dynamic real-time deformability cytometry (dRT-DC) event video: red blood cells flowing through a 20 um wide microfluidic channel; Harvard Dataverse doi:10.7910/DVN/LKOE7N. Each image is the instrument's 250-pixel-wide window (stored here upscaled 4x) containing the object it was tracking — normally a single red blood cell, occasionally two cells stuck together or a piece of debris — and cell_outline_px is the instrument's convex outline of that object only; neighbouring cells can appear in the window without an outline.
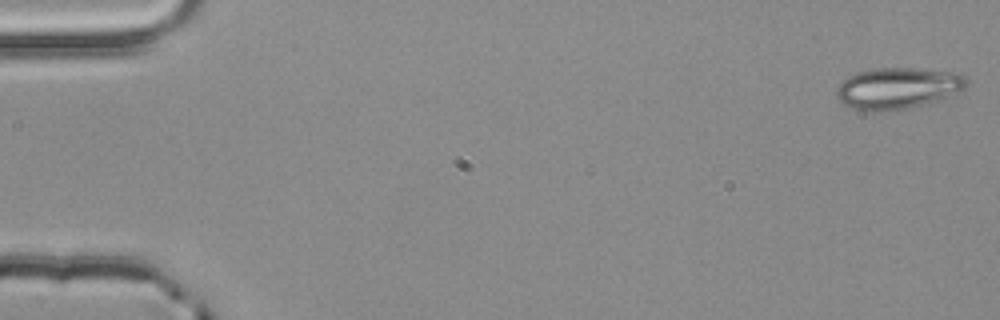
{"species": "common noctule bat (a hibernating species)", "species_latin": "Nyctalus noctula", "temperature_condition": "room temperature", "stored_images_in_passage": 3, "camera_frame_rate_fps": 3000, "um_per_image_px": 0.085, "animal": {"sex": "male", "body_mass_g": 20.4}, "frame": {"image": 1, "passage_image": 1, "time_ms": 0.0, "image_size_px": [1000, 320], "cell_outline_px": [[968, 80], [964, 88], [940, 100], [908, 108], [852, 108], [844, 104], [836, 96], [836, 88], [840, 80], [856, 72], [872, 68], [920, 68], [960, 72]], "centroid_in_image_um": [76.33, 7.43], "position_along_channel_um": 8.7, "area_um2": 30.87}}